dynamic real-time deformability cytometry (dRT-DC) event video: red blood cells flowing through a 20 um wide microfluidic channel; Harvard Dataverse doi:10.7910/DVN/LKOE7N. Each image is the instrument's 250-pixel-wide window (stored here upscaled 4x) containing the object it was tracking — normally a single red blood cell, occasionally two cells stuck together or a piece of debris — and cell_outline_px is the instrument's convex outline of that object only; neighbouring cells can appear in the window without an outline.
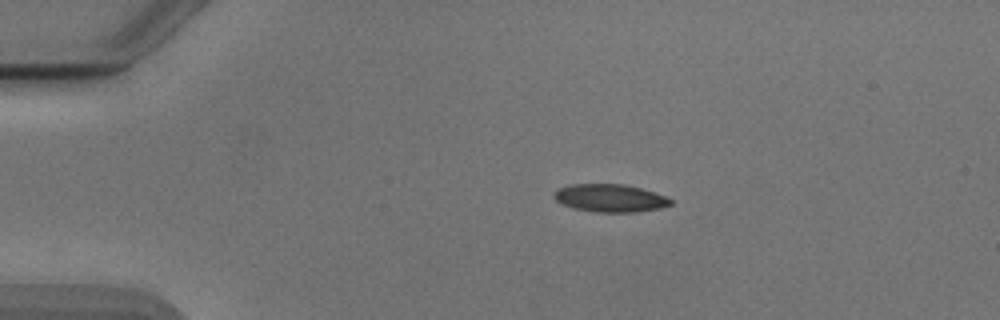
{"species": "Egyptian fruit bat (a non-hibernating species)", "species_latin": "Rousettus aegyptiacus", "temperature_condition": "cold", "stored_images_in_passage": 22, "camera_frame_rate_fps": 3000, "um_per_image_px": 0.085, "animal": {"sex": "male"}, "frame": {"image": 1, "passage_image": 1, "time_ms": 0.0, "image_size_px": [1000, 320], "cell_outline_px": [[672, 204], [660, 208], [636, 212], [596, 212], [576, 208], [564, 204], [556, 200], [552, 196], [560, 188], [568, 184], [624, 184], [640, 188], [664, 196], [672, 200]], "centroid_in_image_um": [51.86, 16.83], "position_along_channel_um": 33.1, "area_um2": 18.61}}
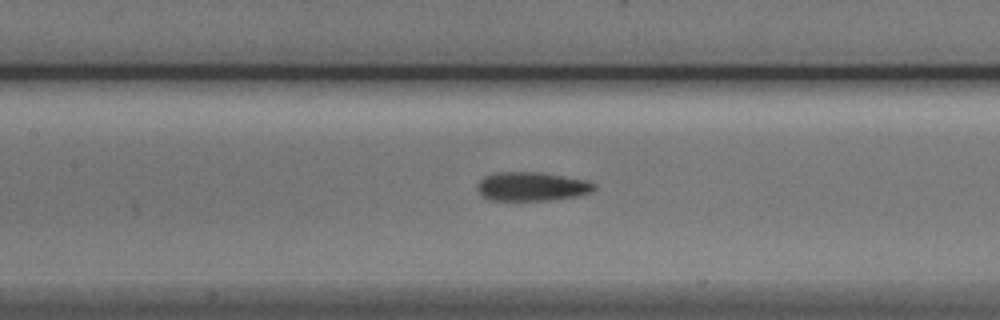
{"frame": {"image": 2, "passage_image": 15, "time_ms": 4.667, "image_size_px": [1000, 320], "cell_outline_px": [[596, 188], [592, 192], [576, 196], [548, 200], [492, 200], [480, 196], [476, 188], [480, 180], [484, 176], [496, 172], [540, 172], [584, 180], [596, 184]], "centroid_in_image_um": [45.16, 15.85], "position_along_channel_um": 162.2, "area_um2": 19.65}}
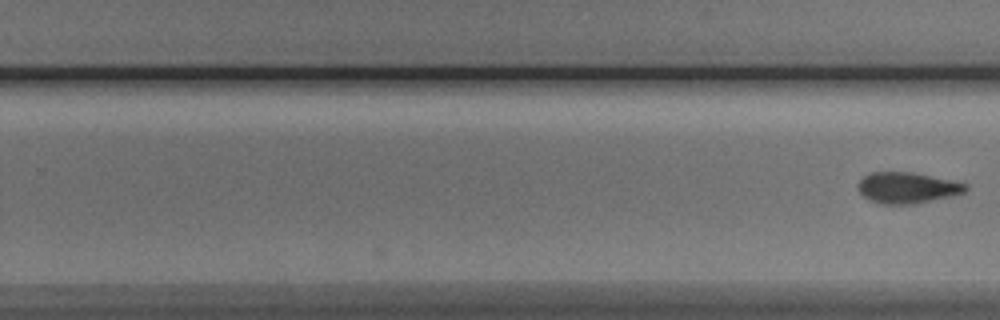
{"frame": {"image": 3, "passage_image": 22, "time_ms": 7.0, "image_size_px": [1000, 320], "cell_outline_px": [[968, 188], [964, 192], [952, 196], [916, 204], [880, 204], [868, 200], [856, 188], [856, 184], [864, 176], [872, 172], [912, 172], [956, 180], [968, 184]], "centroid_in_image_um": [77.13, 15.96], "position_along_channel_um": 252.7, "area_um2": 19.83}}